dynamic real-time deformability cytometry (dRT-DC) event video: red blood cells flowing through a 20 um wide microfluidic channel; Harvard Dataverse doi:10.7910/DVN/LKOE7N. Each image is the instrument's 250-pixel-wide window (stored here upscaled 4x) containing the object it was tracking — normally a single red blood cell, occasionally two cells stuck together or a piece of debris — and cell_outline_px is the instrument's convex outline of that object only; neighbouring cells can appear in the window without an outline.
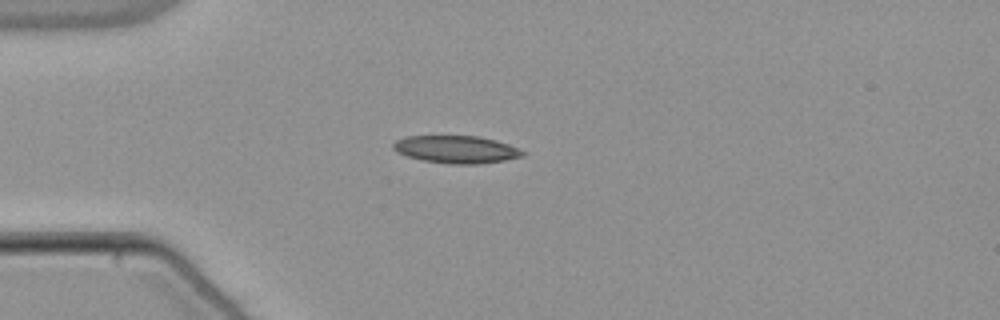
{"species": "common noctule bat (a hibernating species)", "species_latin": "Nyctalus noctula", "temperature_condition": "warm", "stored_images_in_passage": 53, "camera_frame_rate_fps": 3000, "um_per_image_px": 0.085, "animal": {"sex": "male", "body_mass_g": 21.5, "forearm_length_mm": 52.0}, "frame": {"image": 1, "passage_image": 14, "time_ms": 4.333, "image_size_px": [1000, 320], "cell_outline_px": [[524, 156], [504, 160], [480, 164], [448, 164], [420, 160], [396, 152], [392, 148], [392, 144], [396, 140], [404, 136], [476, 136], [496, 140], [508, 144], [524, 152]], "centroid_in_image_um": [38.73, 12.7], "position_along_channel_um": 46.3, "area_um2": 20.81}}
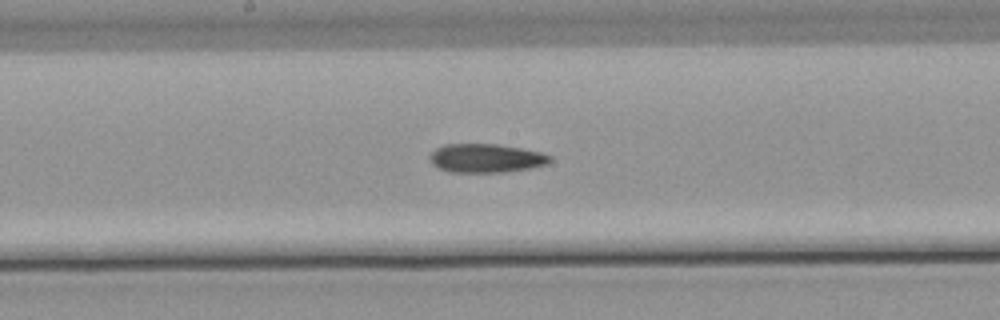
{"frame": {"image": 2, "passage_image": 28, "time_ms": 9.0, "image_size_px": [1000, 320], "cell_outline_px": [[552, 160], [544, 164], [528, 168], [504, 172], [448, 172], [432, 164], [428, 160], [428, 156], [436, 148], [444, 144], [496, 144], [520, 148], [540, 152], [552, 156]], "centroid_in_image_um": [41.25, 13.44], "position_along_channel_um": 206.9, "area_um2": 20.06}}
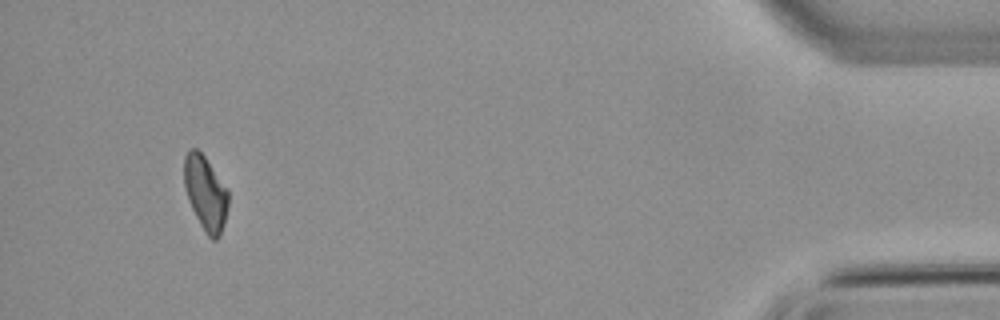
{"frame": {"image": 3, "passage_image": 50, "time_ms": 16.333, "image_size_px": [1000, 320], "cell_outline_px": [[228, 208], [224, 224], [220, 236], [216, 240], [212, 240], [204, 232], [188, 200], [184, 188], [184, 156], [188, 148], [196, 148], [204, 156], [228, 188]], "centroid_in_image_um": [17.47, 16.41], "position_along_channel_um": 417.7, "area_um2": 19.36}, "authors_computed_cell_mechanics": {"area_um2": 20.0566, "velocity_mm_per_s": 3.8584, "shape_relaxation_time_tau1_ms": null, "shape_relaxation_time_tau2_ms": 9.2983, "deformation_change_tau1": null, "deformation_change_tau2": 0.197}}